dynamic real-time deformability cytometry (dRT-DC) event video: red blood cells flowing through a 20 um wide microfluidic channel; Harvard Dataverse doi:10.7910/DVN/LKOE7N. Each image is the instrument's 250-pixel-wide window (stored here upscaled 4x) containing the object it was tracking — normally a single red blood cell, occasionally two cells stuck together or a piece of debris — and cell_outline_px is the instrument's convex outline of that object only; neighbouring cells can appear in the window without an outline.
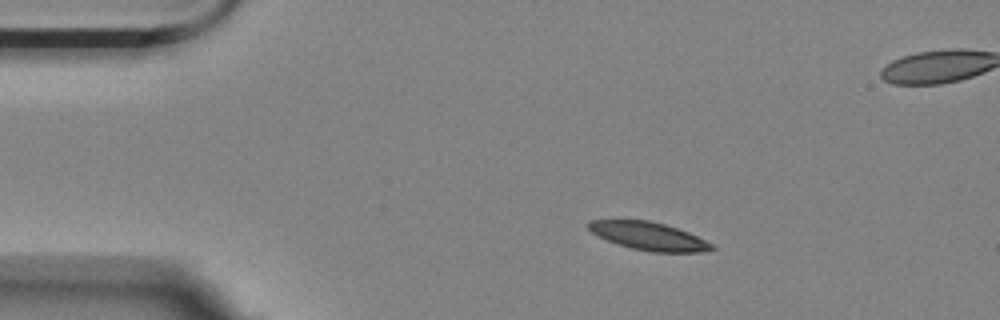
{"species": "Egyptian fruit bat (a non-hibernating species)", "species_latin": "Rousettus aegyptiacus", "temperature_condition": "room temperature", "stored_images_in_passage": 48, "camera_frame_rate_fps": 3000, "um_per_image_px": 0.085, "animal": {"sex": "female"}, "frame": {"image": 1, "passage_image": 1, "time_ms": 0.0, "image_size_px": [1000, 320], "cell_outline_px": [[716, 248], [700, 252], [652, 252], [632, 248], [616, 244], [592, 232], [588, 228], [588, 220], [648, 220], [664, 224], [688, 232], [712, 244]], "centroid_in_image_um": [55.13, 20.07], "position_along_channel_um": 29.9, "area_um2": 19.83}}
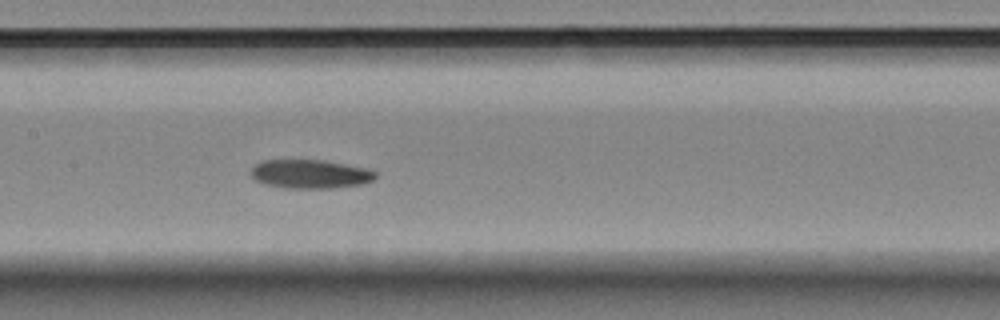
{"frame": {"image": 2, "passage_image": 18, "time_ms": 5.667, "image_size_px": [1000, 320], "cell_outline_px": [[376, 176], [372, 180], [360, 184], [328, 188], [284, 188], [264, 184], [256, 180], [252, 176], [252, 168], [260, 160], [324, 160], [364, 168], [376, 172]], "centroid_in_image_um": [26.32, 14.79], "position_along_channel_um": 181.1, "area_um2": 20.63}}
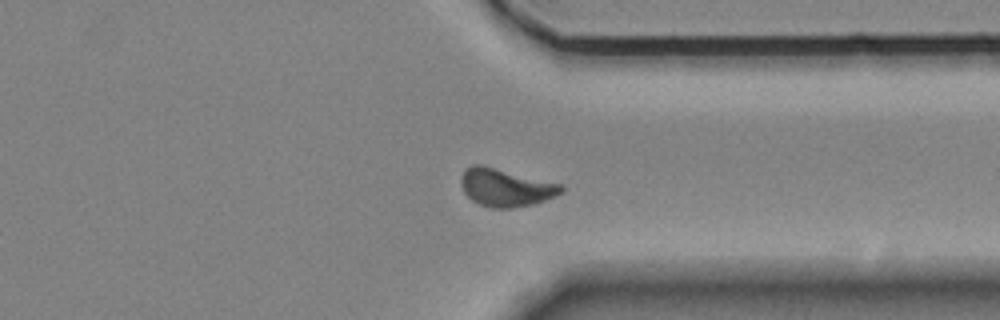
{"frame": {"image": 3, "passage_image": 34, "time_ms": 11.0, "image_size_px": [1000, 320], "cell_outline_px": [[564, 192], [556, 196], [532, 204], [512, 208], [492, 208], [480, 204], [472, 200], [464, 192], [460, 184], [460, 180], [464, 168], [472, 164], [484, 164], [564, 184]], "centroid_in_image_um": [43.0, 15.9], "position_along_channel_um": 368.4, "area_um2": 22.6}, "authors_computed_cell_mechanics": {"area_um2": 21.1259, "velocity_mm_per_s": 3.5252, "shape_relaxation_time_tau1_ms": null, "shape_relaxation_time_tau2_ms": 8.747, "deformation_change_tau1": null, "deformation_change_tau2": 0.1433}}